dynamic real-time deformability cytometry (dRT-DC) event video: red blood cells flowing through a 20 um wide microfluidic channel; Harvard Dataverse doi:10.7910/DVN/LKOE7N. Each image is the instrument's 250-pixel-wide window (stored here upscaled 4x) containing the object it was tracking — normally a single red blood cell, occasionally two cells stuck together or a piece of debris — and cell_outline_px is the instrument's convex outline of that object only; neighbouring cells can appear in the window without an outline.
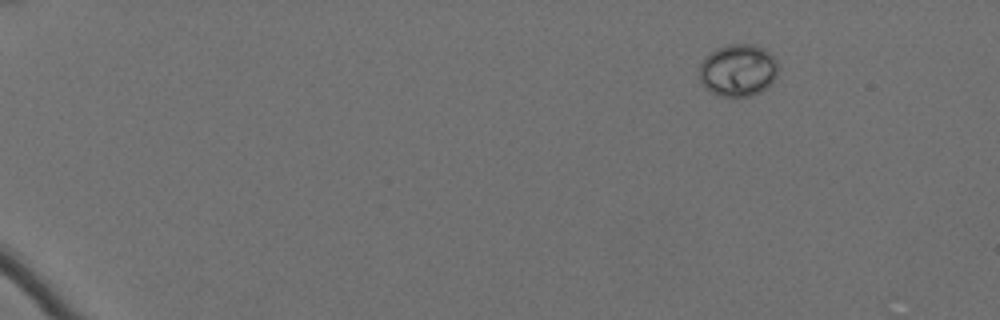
{"species": "Egyptian fruit bat (a non-hibernating species)", "species_latin": "Rousettus aegyptiacus", "temperature_condition": "cold", "stored_images_in_passage": 53, "camera_frame_rate_fps": 3000, "um_per_image_px": 0.085, "animal": {"sex": "female"}, "frame": {"image": 1, "passage_image": 1, "time_ms": 0.0, "image_size_px": [1000, 320], "cell_outline_px": [[776, 76], [760, 92], [748, 96], [720, 96], [708, 92], [700, 84], [700, 64], [704, 56], [716, 48], [728, 44], [756, 44], [764, 48], [776, 60]], "centroid_in_image_um": [62.67, 5.96], "position_along_channel_um": 22.3, "area_um2": 24.04}}
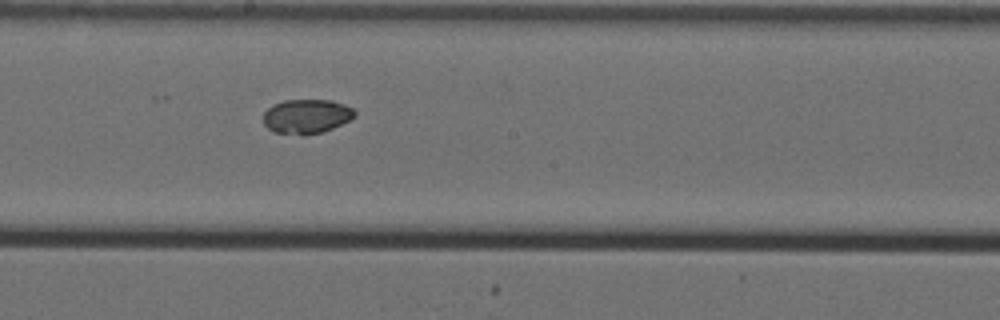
{"frame": {"image": 2, "passage_image": 30, "time_ms": 9.667, "image_size_px": [1000, 320], "cell_outline_px": [[356, 116], [332, 128], [320, 132], [304, 136], [272, 132], [264, 124], [264, 112], [272, 104], [284, 100], [332, 100], [344, 104], [352, 108], [356, 112]], "centroid_in_image_um": [26.03, 9.89], "position_along_channel_um": 222.2, "area_um2": 18.38}}
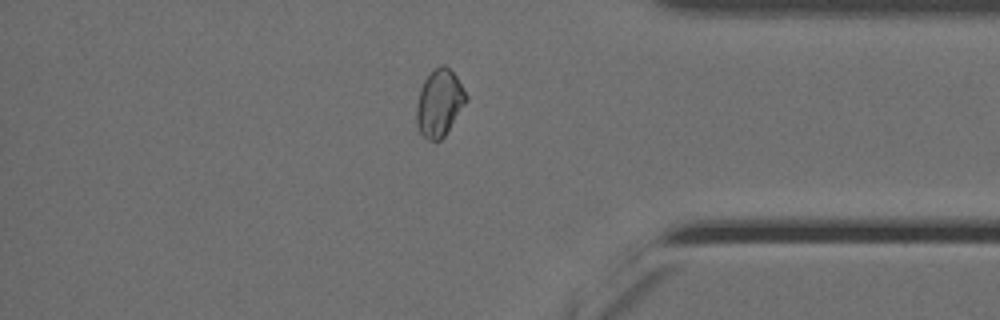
{"frame": {"image": 3, "passage_image": 46, "time_ms": 15.0, "image_size_px": [1000, 320], "cell_outline_px": [[468, 100], [444, 136], [440, 140], [428, 140], [420, 132], [416, 124], [416, 104], [420, 88], [424, 80], [440, 64], [444, 64], [456, 76], [468, 96]], "centroid_in_image_um": [37.34, 8.75], "position_along_channel_um": 397.9, "area_um2": 19.25}, "authors_computed_cell_mechanics": {"area_um2": 18.9584, "velocity_mm_per_s": 3.4999, "shape_relaxation_time_tau1_ms": null, "shape_relaxation_time_tau2_ms": 5.4392, "deformation_change_tau1": null, "deformation_change_tau2": 0.0405}}